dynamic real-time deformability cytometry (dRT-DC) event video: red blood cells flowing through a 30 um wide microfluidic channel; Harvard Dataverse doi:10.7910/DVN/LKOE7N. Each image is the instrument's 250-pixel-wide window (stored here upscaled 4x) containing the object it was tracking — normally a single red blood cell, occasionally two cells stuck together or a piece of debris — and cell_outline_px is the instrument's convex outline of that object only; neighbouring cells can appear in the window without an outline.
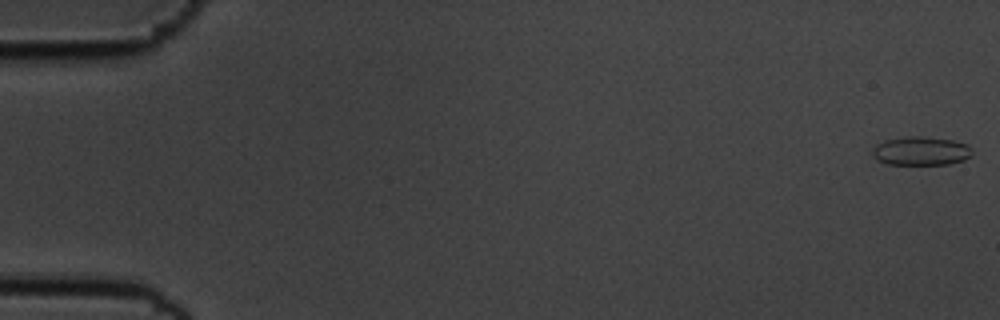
{"species": "common noctule bat (a hibernating species)", "species_latin": "Nyctalus noctula", "temperature_condition": "cold", "stored_images_in_passage": 57, "camera_frame_rate_fps": 3000, "um_per_image_px": 0.085, "animal": {"sex": "male", "body_mass_g": 19.5, "forearm_length_mm": 54.6}, "frame": {"image": 1, "passage_image": 1, "time_ms": 0.0, "image_size_px": [1000, 320], "cell_outline_px": [[972, 152], [964, 160], [948, 164], [888, 164], [876, 160], [872, 156], [872, 148], [876, 144], [884, 140], [908, 136], [924, 136], [952, 140], [968, 144], [972, 148]], "centroid_in_image_um": [78.25, 12.82], "position_along_channel_um": 6.8, "area_um2": 16.82}}
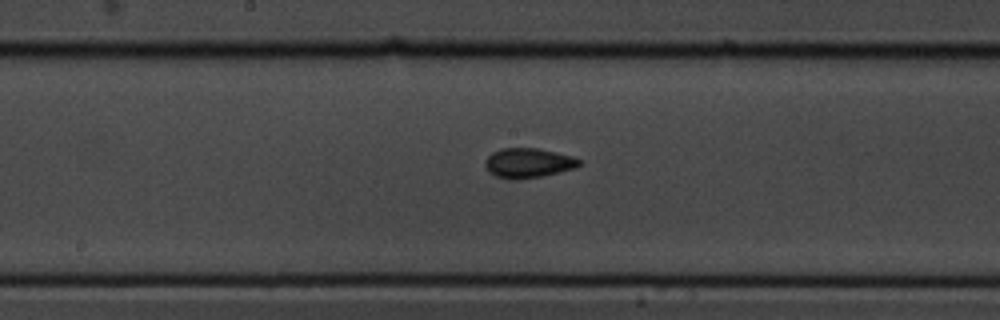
{"frame": {"image": 2, "passage_image": 30, "time_ms": 9.667, "image_size_px": [1000, 320], "cell_outline_px": [[584, 164], [576, 168], [544, 176], [516, 180], [508, 180], [496, 176], [488, 172], [484, 164], [484, 160], [492, 152], [500, 148], [536, 148], [556, 152], [572, 156], [584, 160]], "centroid_in_image_um": [44.93, 13.86], "position_along_channel_um": 203.3, "area_um2": 16.76}}
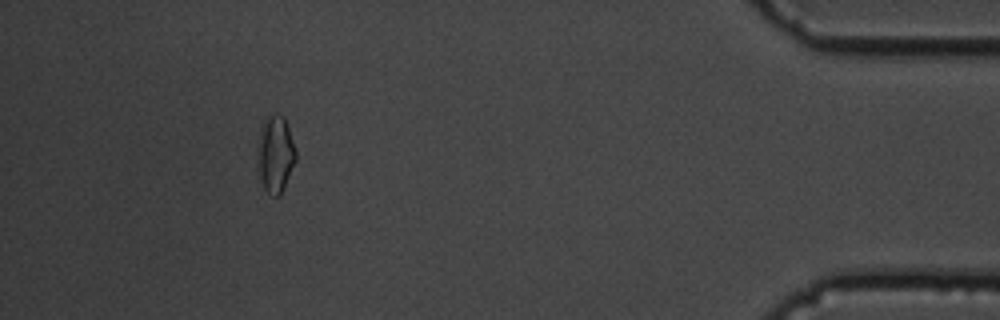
{"frame": {"image": 3, "passage_image": 52, "time_ms": 17.0, "image_size_px": [1000, 320], "cell_outline_px": [[296, 160], [280, 196], [276, 196], [268, 192], [264, 188], [260, 176], [256, 148], [256, 144], [260, 128], [264, 116], [276, 112], [284, 116], [296, 152]], "centroid_in_image_um": [23.38, 13.02], "position_along_channel_um": 411.8, "area_um2": 17.34}, "authors_computed_cell_mechanics": {"area_um2": 15.606, "velocity_mm_per_s": 3.5967, "shape_relaxation_time_tau1_ms": 4.033, "shape_relaxation_time_tau2_ms": 2.4659, "deformation_change_tau1": 0.1016, "deformation_change_tau2": 0.0519}}